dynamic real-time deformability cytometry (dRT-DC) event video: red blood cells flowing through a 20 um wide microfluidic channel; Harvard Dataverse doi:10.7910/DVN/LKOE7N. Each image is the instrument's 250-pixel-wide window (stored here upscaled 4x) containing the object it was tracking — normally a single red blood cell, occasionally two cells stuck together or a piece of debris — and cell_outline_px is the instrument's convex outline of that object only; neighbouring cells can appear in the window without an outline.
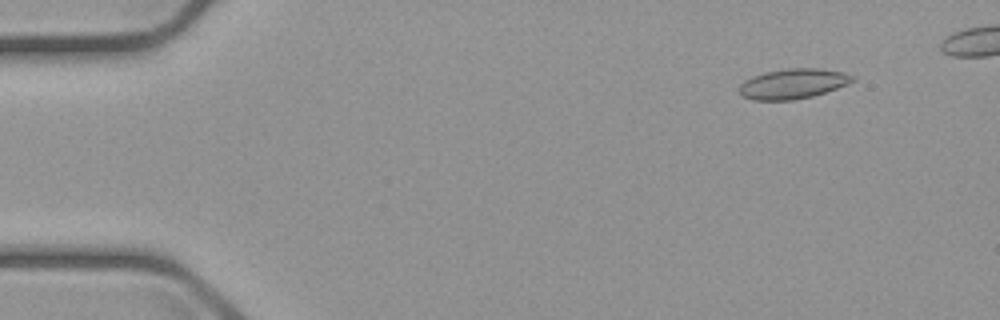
{"species": "common noctule bat (a hibernating species)", "species_latin": "Nyctalus noctula", "temperature_condition": "cold", "stored_images_in_passage": 51, "camera_frame_rate_fps": 3000, "um_per_image_px": 0.085, "animal": {"sex": "male", "body_mass_g": 23.1, "forearm_length_mm": 52.7}, "frame": {"image": 1, "passage_image": 6, "time_ms": 1.667, "image_size_px": [1000, 320], "cell_outline_px": [[856, 80], [848, 84], [812, 96], [792, 100], [752, 100], [740, 96], [740, 84], [744, 80], [752, 76], [764, 72], [788, 68], [820, 68], [844, 72], [856, 76]], "centroid_in_image_um": [67.4, 7.11], "position_along_channel_um": 17.6, "area_um2": 20.0}}
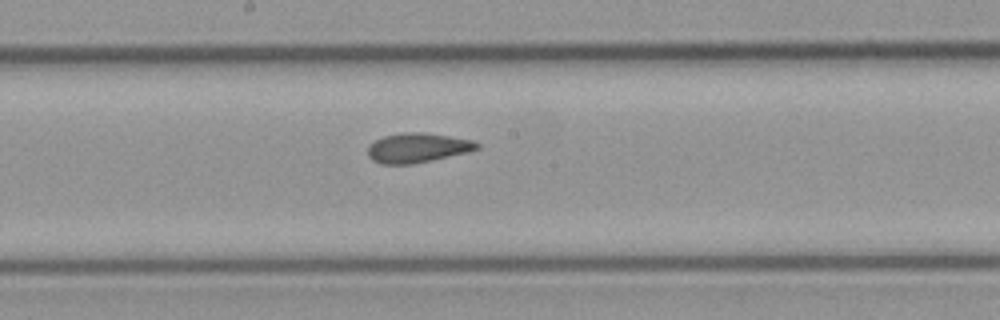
{"frame": {"image": 2, "passage_image": 30, "time_ms": 9.667, "image_size_px": [1000, 320], "cell_outline_px": [[480, 148], [464, 152], [412, 164], [380, 164], [372, 160], [368, 156], [368, 144], [384, 136], [400, 132], [424, 132], [472, 140], [480, 144]], "centroid_in_image_um": [35.42, 12.55], "position_along_channel_um": 212.8, "area_um2": 18.61}}
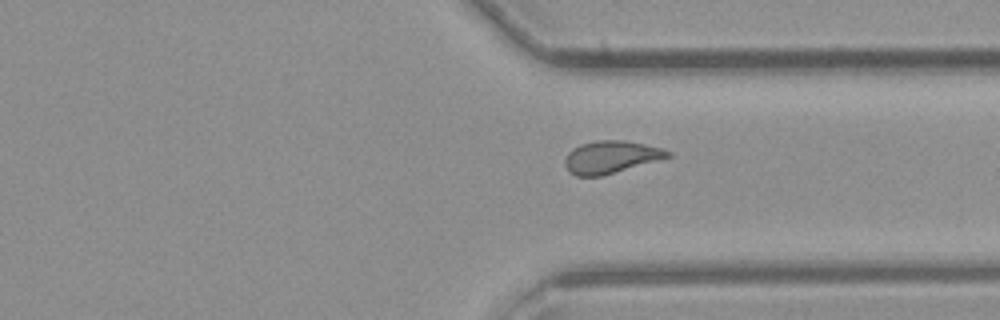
{"frame": {"image": 3, "passage_image": 42, "time_ms": 13.667, "image_size_px": [1000, 320], "cell_outline_px": [[672, 156], [600, 176], [576, 176], [568, 172], [564, 164], [564, 160], [568, 152], [572, 148], [580, 144], [596, 140], [624, 140], [644, 144], [660, 148], [672, 152]], "centroid_in_image_um": [51.87, 13.34], "position_along_channel_um": 359.5, "area_um2": 19.36}}